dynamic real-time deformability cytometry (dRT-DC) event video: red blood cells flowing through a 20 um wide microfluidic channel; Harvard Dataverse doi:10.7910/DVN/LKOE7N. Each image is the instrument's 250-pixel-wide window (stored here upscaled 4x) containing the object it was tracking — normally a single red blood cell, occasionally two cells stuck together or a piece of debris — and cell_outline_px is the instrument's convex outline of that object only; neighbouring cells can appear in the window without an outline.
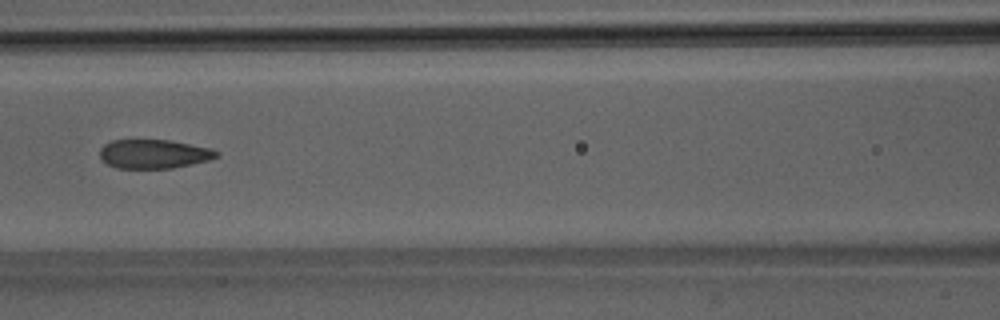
{"species": "Egyptian fruit bat (a non-hibernating species)", "species_latin": "Rousettus aegyptiacus", "temperature_condition": "room temperature", "stored_images_in_passage": 4, "camera_frame_rate_fps": 3000, "um_per_image_px": 0.085, "animal": {"sex": "male"}, "frame": {"image": 1, "passage_image": 4, "time_ms": 3.333, "image_size_px": [1000, 320], "cell_outline_px": [[220, 156], [208, 160], [192, 164], [172, 168], [116, 168], [108, 164], [100, 156], [100, 148], [104, 144], [112, 140], [168, 140], [212, 148], [220, 152]], "centroid_in_image_um": [13.11, 13.08], "position_along_channel_um": 153.5, "area_um2": 19.71}}